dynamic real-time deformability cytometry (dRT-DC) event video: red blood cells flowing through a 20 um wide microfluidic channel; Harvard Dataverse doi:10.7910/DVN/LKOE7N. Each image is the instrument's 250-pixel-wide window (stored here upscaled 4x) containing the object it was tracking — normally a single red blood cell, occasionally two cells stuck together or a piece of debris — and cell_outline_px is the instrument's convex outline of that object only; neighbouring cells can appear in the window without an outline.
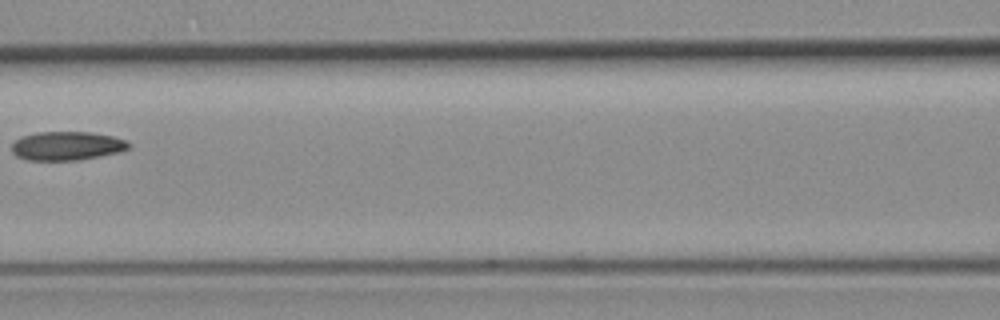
{"species": "common noctule bat (a hibernating species)", "species_latin": "Nyctalus noctula", "temperature_condition": "room temperature", "stored_images_in_passage": 4, "camera_frame_rate_fps": 3000, "um_per_image_px": 0.085, "animal": {"sex": "female", "body_mass_g": 19.3, "forearm_length_mm": 54.1}, "frame": {"image": 1, "passage_image": 4, "time_ms": 3.333, "image_size_px": [1000, 320], "cell_outline_px": [[128, 148], [120, 152], [80, 160], [28, 160], [16, 156], [12, 152], [12, 144], [20, 136], [36, 132], [88, 132], [112, 136], [124, 140], [128, 144]], "centroid_in_image_um": [5.63, 12.4], "position_along_channel_um": 161.0, "area_um2": 19.54}}